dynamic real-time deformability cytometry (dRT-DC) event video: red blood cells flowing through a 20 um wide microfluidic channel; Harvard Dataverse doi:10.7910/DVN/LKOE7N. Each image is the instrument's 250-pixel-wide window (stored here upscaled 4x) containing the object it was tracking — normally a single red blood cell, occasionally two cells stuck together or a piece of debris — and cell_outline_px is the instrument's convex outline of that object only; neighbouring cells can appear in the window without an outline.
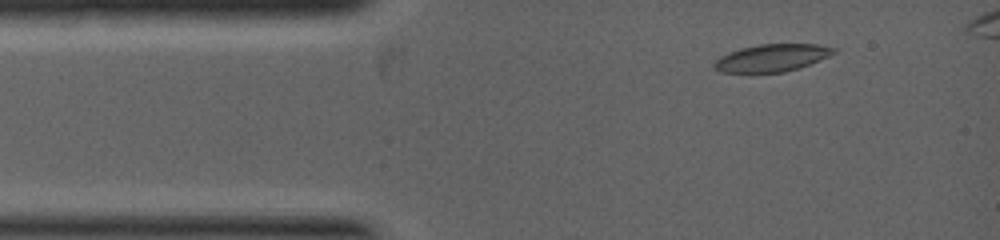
{"species": "common noctule bat (a hibernating species)", "species_latin": "Nyctalus noctula", "temperature_condition": "warm", "stored_images_in_passage": 7, "camera_frame_rate_fps": 5000, "um_per_image_px": 0.085, "animal": {"sex": "female", "body_mass_g": 19.0, "forearm_length_mm": 53.3}, "frame": {"image": 1, "passage_image": 3, "time_ms": 0.6, "image_size_px": [1000, 240], "cell_outline_px": [[836, 52], [828, 56], [800, 68], [784, 72], [752, 76], [720, 72], [712, 64], [720, 56], [740, 48], [760, 44], [816, 44], [836, 48]], "centroid_in_image_um": [65.53, 4.97], "position_along_channel_um": 19.5, "area_um2": 19.83}}
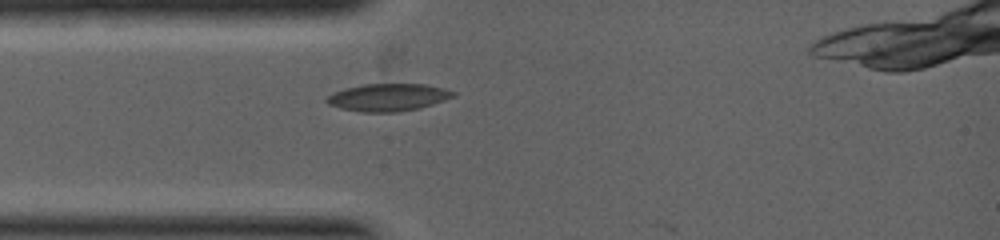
{"frame": {"image": 2, "passage_image": 6, "time_ms": 1.6, "image_size_px": [1000, 240], "cell_outline_px": [[456, 96], [420, 108], [396, 112], [360, 112], [340, 108], [328, 104], [324, 100], [332, 92], [344, 88], [364, 84], [424, 84], [444, 88], [456, 92]], "centroid_in_image_um": [32.96, 8.27], "position_along_channel_um": 52.0, "area_um2": 20.35}}